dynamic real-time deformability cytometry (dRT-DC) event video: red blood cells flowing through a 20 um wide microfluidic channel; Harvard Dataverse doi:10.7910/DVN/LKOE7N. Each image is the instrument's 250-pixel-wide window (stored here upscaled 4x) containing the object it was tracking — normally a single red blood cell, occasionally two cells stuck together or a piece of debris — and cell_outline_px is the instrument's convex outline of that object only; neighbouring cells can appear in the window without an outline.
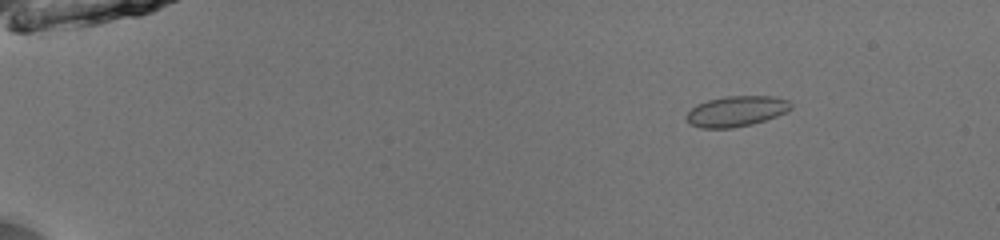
{"species": "common noctule bat (a hibernating species)", "species_latin": "Nyctalus noctula", "temperature_condition": "room temperature", "stored_images_in_passage": 53, "camera_frame_rate_fps": 3000, "um_per_image_px": 0.085, "animal": {"sex": "male", "body_mass_g": 13.0, "forearm_length_mm": 53.1}, "frame": {"image": 1, "passage_image": 9, "time_ms": 2.667, "image_size_px": [1000, 240], "cell_outline_px": [[792, 108], [776, 116], [752, 124], [732, 128], [700, 128], [688, 124], [684, 116], [696, 104], [708, 100], [724, 96], [772, 96], [788, 100], [792, 104]], "centroid_in_image_um": [62.54, 9.46], "position_along_channel_um": 22.5, "area_um2": 18.67}}
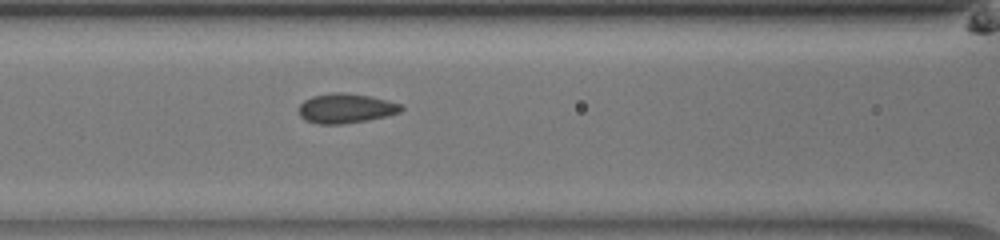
{"frame": {"image": 2, "passage_image": 26, "time_ms": 8.333, "image_size_px": [1000, 240], "cell_outline_px": [[404, 108], [400, 112], [368, 120], [340, 124], [320, 124], [304, 120], [300, 116], [300, 104], [304, 100], [312, 96], [332, 92], [344, 92], [372, 96], [400, 104]], "centroid_in_image_um": [29.38, 9.2], "position_along_channel_um": 137.2, "area_um2": 17.63}}
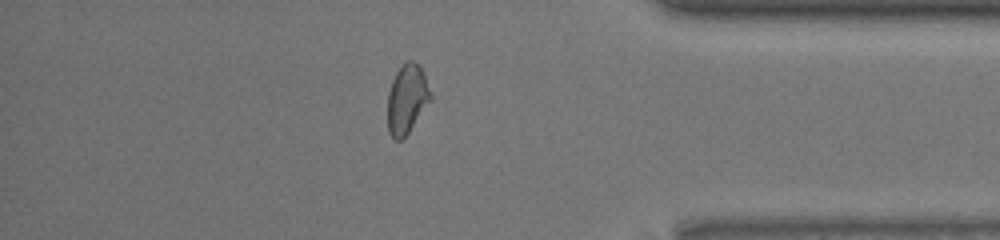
{"frame": {"image": 3, "passage_image": 47, "time_ms": 15.333, "image_size_px": [1000, 240], "cell_outline_px": [[432, 100], [408, 132], [400, 140], [396, 140], [388, 132], [388, 92], [392, 80], [396, 72], [408, 60], [412, 60], [420, 64], [432, 96]], "centroid_in_image_um": [34.6, 8.4], "position_along_channel_um": 400.6, "area_um2": 17.22}, "authors_computed_cell_mechanics": {"area_um2": 17.4556, "velocity_mm_per_s": 4.0037, "shape_relaxation_time_tau1_ms": 11.3096, "shape_relaxation_time_tau2_ms": 1.4231, "deformation_change_tau1": 0.1738, "deformation_change_tau2": 0.042}}